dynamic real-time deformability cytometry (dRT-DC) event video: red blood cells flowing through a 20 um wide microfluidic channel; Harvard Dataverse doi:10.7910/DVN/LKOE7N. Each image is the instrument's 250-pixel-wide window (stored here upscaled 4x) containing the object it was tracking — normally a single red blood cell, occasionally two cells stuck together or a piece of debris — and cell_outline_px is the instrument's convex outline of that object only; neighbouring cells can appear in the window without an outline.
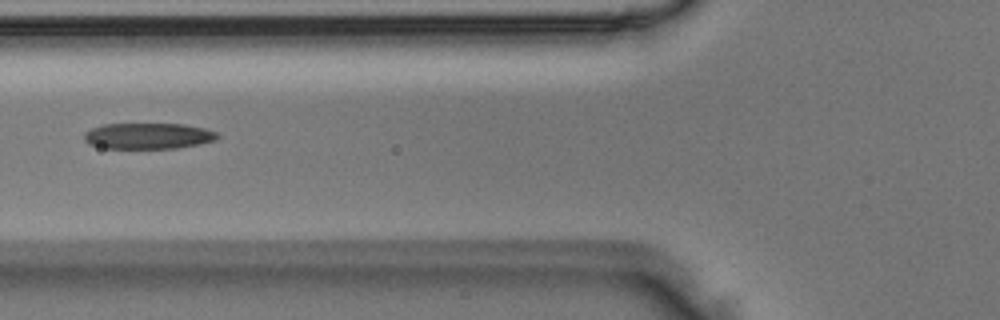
{"species": "Egyptian fruit bat (a non-hibernating species)", "species_latin": "Rousettus aegyptiacus", "temperature_condition": "room temperature", "stored_images_in_passage": 4, "camera_frame_rate_fps": 3000, "um_per_image_px": 0.085, "animal": {"sex": "male"}, "frame": {"image": 1, "passage_image": 4, "time_ms": 1.0, "image_size_px": [1000, 320], "cell_outline_px": [[220, 136], [216, 140], [200, 144], [176, 148], [100, 148], [88, 144], [84, 140], [84, 132], [92, 128], [104, 124], [184, 124], [204, 128], [216, 132]], "centroid_in_image_um": [12.58, 11.56], "position_along_channel_um": 113.2, "area_um2": 20.29}}